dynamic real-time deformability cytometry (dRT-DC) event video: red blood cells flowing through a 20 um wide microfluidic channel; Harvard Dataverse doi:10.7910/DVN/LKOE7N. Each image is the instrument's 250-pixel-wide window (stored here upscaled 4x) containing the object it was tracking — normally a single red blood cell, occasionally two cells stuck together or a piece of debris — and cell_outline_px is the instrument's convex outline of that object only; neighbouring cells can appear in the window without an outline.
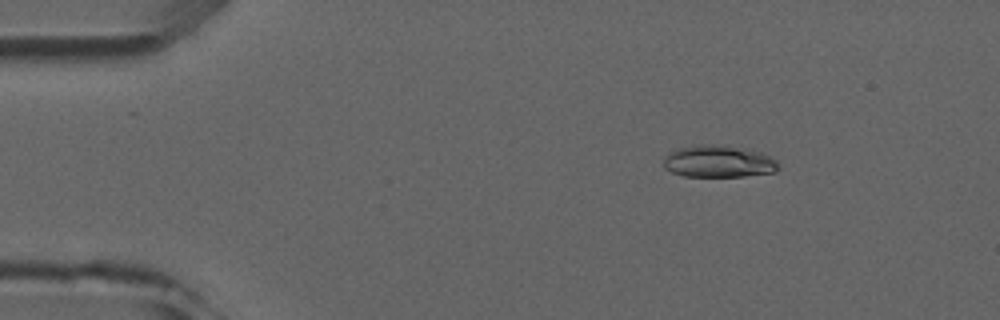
{"species": "common noctule bat (a hibernating species)", "species_latin": "Nyctalus noctula", "temperature_condition": "room temperature", "stored_images_in_passage": 6, "camera_frame_rate_fps": 3000, "um_per_image_px": 0.085, "animal": {"sex": "male", "forearm_length_mm": 52.5}, "frame": {"image": 1, "passage_image": 3, "time_ms": 2.333, "image_size_px": [1000, 320], "cell_outline_px": [[780, 168], [776, 172], [744, 176], [684, 176], [672, 172], [664, 168], [664, 156], [676, 148], [692, 144], [720, 144], [760, 152], [776, 160]], "centroid_in_image_um": [61.04, 13.71], "position_along_channel_um": 24.0, "area_um2": 21.62}}
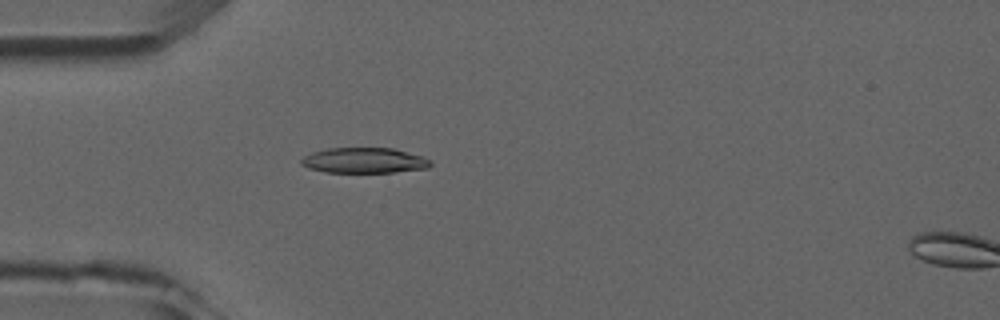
{"frame": {"image": 2, "passage_image": 5, "time_ms": 4.667, "image_size_px": [1000, 320], "cell_outline_px": [[432, 164], [428, 168], [396, 172], [324, 172], [308, 168], [300, 164], [300, 160], [304, 156], [312, 152], [328, 148], [392, 148], [424, 156], [432, 160]], "centroid_in_image_um": [30.97, 13.64], "position_along_channel_um": 54.0, "area_um2": 19.31}}